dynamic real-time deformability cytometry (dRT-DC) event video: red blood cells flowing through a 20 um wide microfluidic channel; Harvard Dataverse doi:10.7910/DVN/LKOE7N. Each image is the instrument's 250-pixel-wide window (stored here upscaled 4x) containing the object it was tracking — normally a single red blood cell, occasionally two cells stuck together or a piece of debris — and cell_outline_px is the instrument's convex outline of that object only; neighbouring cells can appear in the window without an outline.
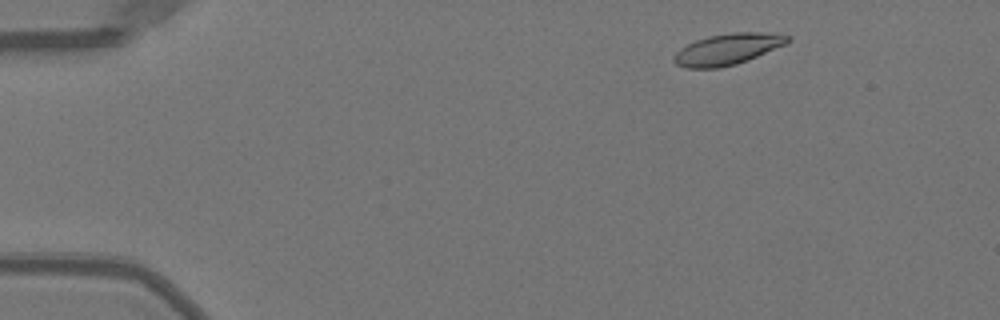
{"species": "Egyptian fruit bat (a non-hibernating species)", "species_latin": "Rousettus aegyptiacus", "temperature_condition": "warm", "stored_images_in_passage": 48, "camera_frame_rate_fps": 3000, "um_per_image_px": 0.085, "animal": {"sex": "female"}, "frame": {"image": 1, "passage_image": 4, "time_ms": 1.0, "image_size_px": [1000, 320], "cell_outline_px": [[792, 40], [788, 44], [748, 60], [736, 64], [720, 68], [684, 68], [676, 64], [672, 60], [672, 56], [680, 48], [696, 40], [708, 36], [732, 32], [764, 32], [792, 36]], "centroid_in_image_um": [61.87, 4.18], "position_along_channel_um": 23.1, "area_um2": 20.98}}
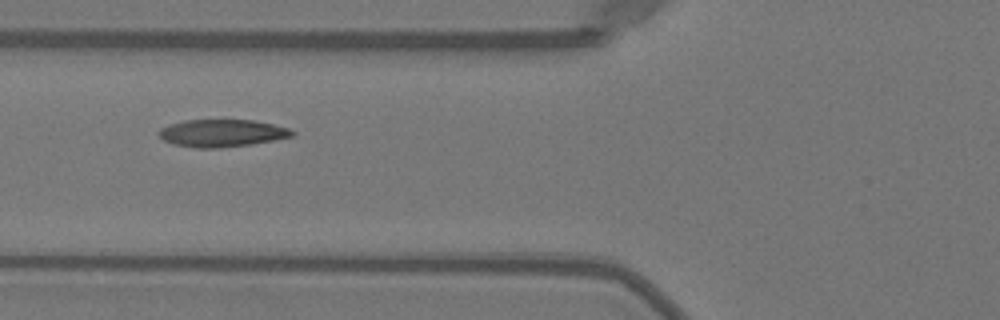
{"frame": {"image": 2, "passage_image": 17, "time_ms": 5.333, "image_size_px": [1000, 320], "cell_outline_px": [[296, 132], [292, 136], [252, 144], [220, 148], [196, 148], [172, 144], [164, 140], [160, 136], [160, 128], [168, 124], [184, 120], [252, 120], [272, 124], [288, 128]], "centroid_in_image_um": [18.84, 11.32], "position_along_channel_um": 107.0, "area_um2": 21.21}}
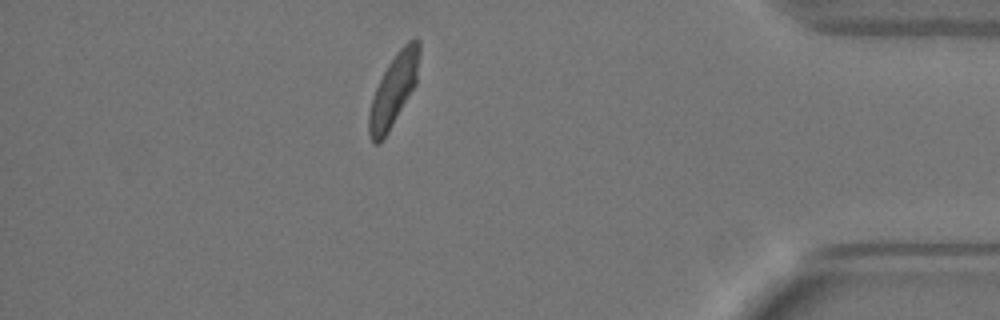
{"frame": {"image": 3, "passage_image": 42, "time_ms": 13.667, "image_size_px": [1000, 320], "cell_outline_px": [[420, 52], [416, 84], [388, 132], [380, 144], [372, 144], [368, 132], [368, 112], [376, 88], [388, 64], [396, 52], [408, 40], [416, 36], [420, 40]], "centroid_in_image_um": [33.46, 7.64], "position_along_channel_um": 401.7, "area_um2": 21.1}, "authors_computed_cell_mechanics": {"area_um2": 21.1259, "velocity_mm_per_s": 3.9829, "shape_relaxation_time_tau1_ms": 3.9516, "shape_relaxation_time_tau2_ms": 1.6766, "deformation_change_tau1": 0.1473, "deformation_change_tau2": 0.0663}}